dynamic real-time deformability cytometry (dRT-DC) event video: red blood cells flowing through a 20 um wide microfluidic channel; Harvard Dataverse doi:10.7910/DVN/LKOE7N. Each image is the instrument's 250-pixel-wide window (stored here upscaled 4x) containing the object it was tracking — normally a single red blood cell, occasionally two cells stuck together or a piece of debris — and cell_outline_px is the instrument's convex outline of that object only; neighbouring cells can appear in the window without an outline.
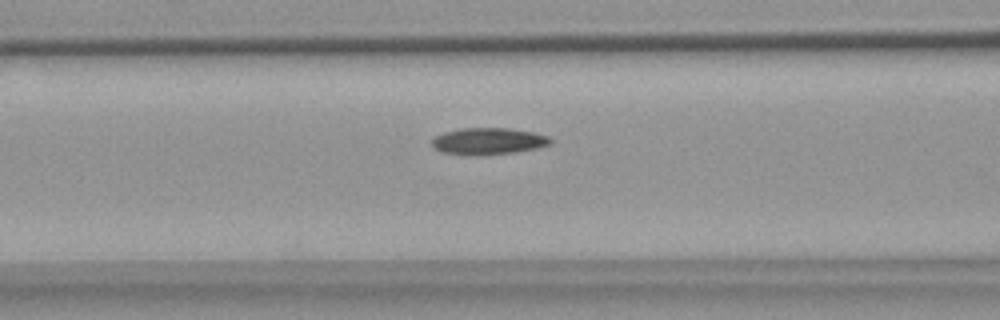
{"species": "common noctule bat (a hibernating species)", "species_latin": "Nyctalus noctula", "temperature_condition": "warm", "stored_images_in_passage": 15, "camera_frame_rate_fps": 3000, "um_per_image_px": 0.085, "animal": {"sex": "female", "body_mass_g": 18.4}, "frame": {"image": 1, "passage_image": 13, "time_ms": 4.0, "image_size_px": [1000, 320], "cell_outline_px": [[552, 144], [536, 148], [516, 152], [476, 156], [464, 156], [440, 152], [432, 144], [432, 140], [436, 136], [444, 132], [460, 128], [508, 128], [532, 132], [548, 136], [552, 140]], "centroid_in_image_um": [41.49, 12.01], "position_along_channel_um": 125.1, "area_um2": 18.67}}